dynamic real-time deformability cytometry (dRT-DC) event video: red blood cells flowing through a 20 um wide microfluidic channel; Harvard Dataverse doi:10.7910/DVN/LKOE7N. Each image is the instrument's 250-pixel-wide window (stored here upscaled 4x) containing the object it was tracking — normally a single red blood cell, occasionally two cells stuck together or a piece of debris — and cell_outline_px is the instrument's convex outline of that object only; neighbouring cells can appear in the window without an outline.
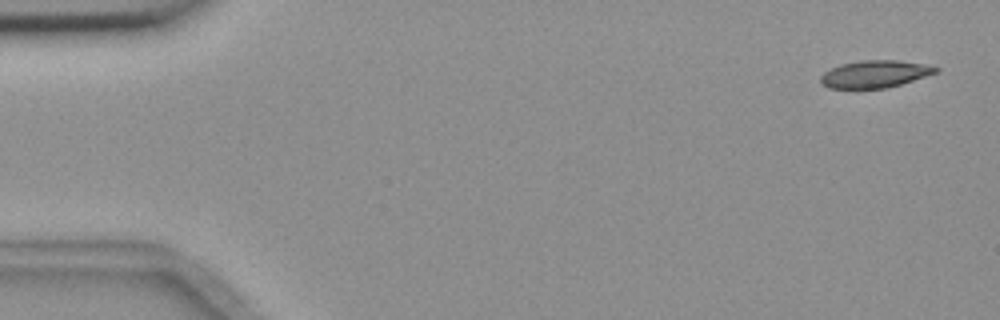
{"species": "common noctule bat (a hibernating species)", "species_latin": "Nyctalus noctula", "temperature_condition": "room temperature", "stored_images_in_passage": 4, "camera_frame_rate_fps": 3000, "um_per_image_px": 0.085, "animal": {"sex": "female", "body_mass_g": 18.4}, "frame": {"image": 1, "passage_image": 1, "time_ms": 0.0, "image_size_px": [1000, 320], "cell_outline_px": [[940, 68], [936, 72], [900, 84], [884, 88], [828, 88], [820, 84], [820, 76], [824, 72], [840, 64], [860, 60], [900, 60], [924, 64]], "centroid_in_image_um": [74.31, 6.28], "position_along_channel_um": 10.7, "area_um2": 18.15}}